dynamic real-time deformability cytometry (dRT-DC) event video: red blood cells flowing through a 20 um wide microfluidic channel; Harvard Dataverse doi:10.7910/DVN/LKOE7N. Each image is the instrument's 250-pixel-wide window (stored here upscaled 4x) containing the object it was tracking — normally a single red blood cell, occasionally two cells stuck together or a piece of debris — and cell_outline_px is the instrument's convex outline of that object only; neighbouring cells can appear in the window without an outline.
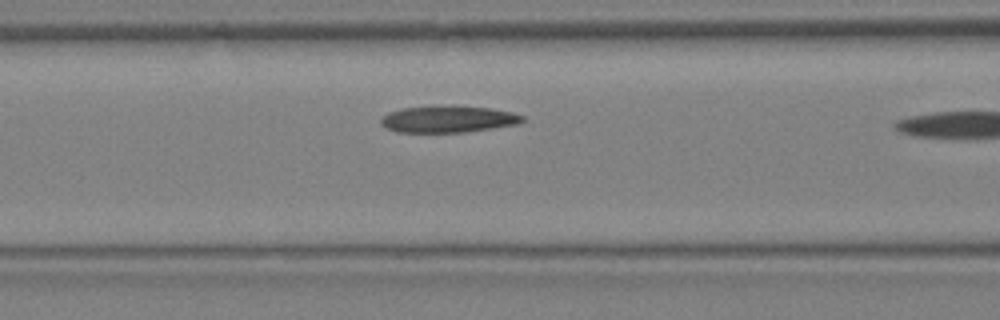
{"species": "Egyptian fruit bat (a non-hibernating species)", "species_latin": "Rousettus aegyptiacus", "temperature_condition": "warm", "stored_images_in_passage": 6, "camera_frame_rate_fps": 3000, "um_per_image_px": 0.085, "animal": {"sex": "female"}, "frame": {"image": 1, "passage_image": 5, "time_ms": 1.333, "image_size_px": [1000, 320], "cell_outline_px": [[524, 120], [520, 124], [464, 132], [396, 132], [380, 124], [380, 120], [388, 112], [404, 108], [492, 108], [512, 112], [524, 116]], "centroid_in_image_um": [38.12, 10.17], "position_along_channel_um": 128.5, "area_um2": 21.1}}